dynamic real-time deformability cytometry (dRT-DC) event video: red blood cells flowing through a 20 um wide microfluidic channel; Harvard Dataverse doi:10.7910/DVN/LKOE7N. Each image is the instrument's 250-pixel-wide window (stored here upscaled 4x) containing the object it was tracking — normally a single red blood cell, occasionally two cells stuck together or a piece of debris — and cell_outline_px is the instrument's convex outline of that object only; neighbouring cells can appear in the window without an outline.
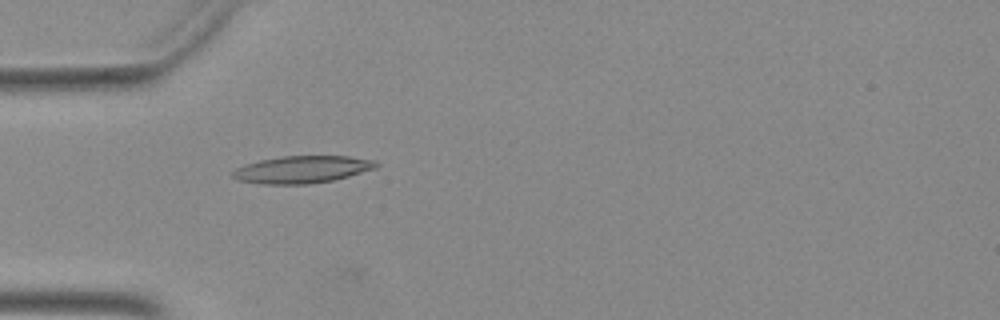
{"species": "Egyptian fruit bat (a non-hibernating species)", "species_latin": "Rousettus aegyptiacus", "temperature_condition": "warm", "stored_images_in_passage": 36, "camera_frame_rate_fps": 3000, "um_per_image_px": 0.085, "animal": {"sex": "female"}, "frame": {"image": 1, "passage_image": 1, "time_ms": 0.0, "image_size_px": [1000, 320], "cell_outline_px": [[380, 164], [376, 168], [348, 176], [332, 180], [308, 184], [260, 184], [240, 180], [232, 176], [232, 172], [236, 168], [244, 164], [260, 160], [284, 156], [348, 156], [372, 160]], "centroid_in_image_um": [25.66, 14.4], "position_along_channel_um": 59.3, "area_um2": 22.6}}
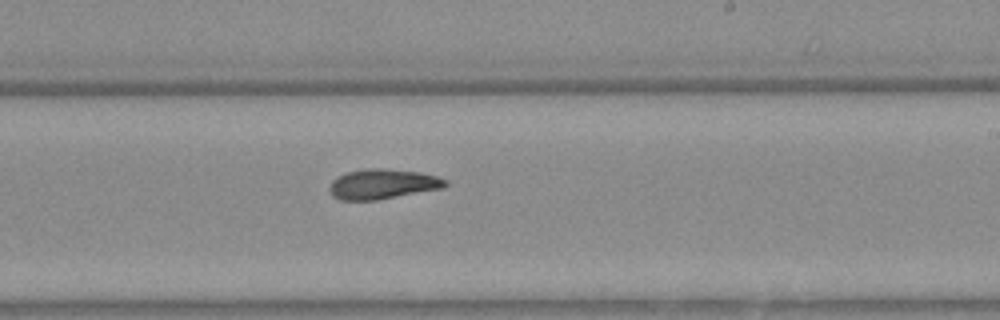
{"frame": {"image": 2, "passage_image": 16, "time_ms": 5.0, "image_size_px": [1000, 320], "cell_outline_px": [[448, 184], [444, 188], [376, 200], [340, 200], [332, 196], [328, 188], [332, 180], [336, 176], [344, 172], [368, 168], [384, 168], [420, 172], [436, 176], [448, 180]], "centroid_in_image_um": [32.5, 15.64], "position_along_channel_um": 256.5, "area_um2": 20.52}}
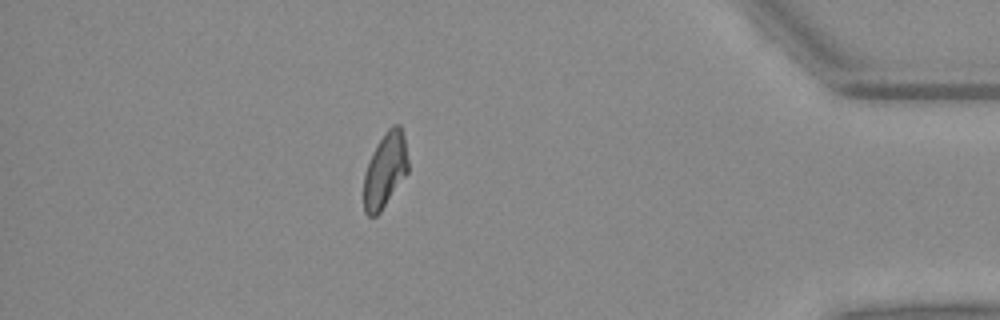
{"frame": {"image": 3, "passage_image": 30, "time_ms": 9.667, "image_size_px": [1000, 320], "cell_outline_px": [[408, 172], [380, 212], [376, 216], [368, 216], [364, 212], [364, 176], [372, 152], [384, 132], [392, 124], [400, 124], [404, 140], [408, 160]], "centroid_in_image_um": [32.73, 14.46], "position_along_channel_um": 402.5, "area_um2": 19.19}}